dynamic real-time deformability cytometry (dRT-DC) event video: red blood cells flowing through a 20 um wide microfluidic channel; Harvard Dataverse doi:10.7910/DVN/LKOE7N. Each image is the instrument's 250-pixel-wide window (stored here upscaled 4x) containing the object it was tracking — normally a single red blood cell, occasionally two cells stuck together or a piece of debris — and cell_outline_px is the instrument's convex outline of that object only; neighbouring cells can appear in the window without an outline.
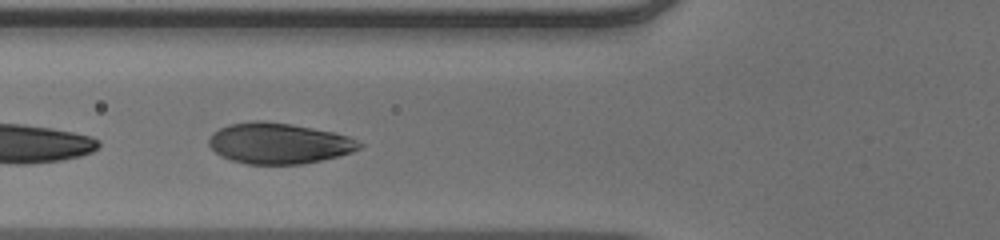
{"species": "human", "species_latin": "Homo sapiens", "temperature_condition": "warm", "stored_images_in_passage": 13, "segment_of_instrument_passage": [2, 2], "camera_frame_rate_fps": 3000, "um_per_image_px": 0.085, "donor": {"sex": "male"}, "frame": {"image": 1, "passage_image": 11, "time_ms": 3.333, "image_size_px": [1000, 240], "cell_outline_px": [[364, 144], [360, 148], [352, 152], [320, 160], [300, 164], [244, 164], [220, 156], [208, 144], [208, 140], [220, 128], [228, 124], [252, 120], [264, 120], [292, 124], [332, 132], [348, 136]], "centroid_in_image_um": [23.68, 12.17], "position_along_channel_um": 102.1, "area_um2": 35.66}}